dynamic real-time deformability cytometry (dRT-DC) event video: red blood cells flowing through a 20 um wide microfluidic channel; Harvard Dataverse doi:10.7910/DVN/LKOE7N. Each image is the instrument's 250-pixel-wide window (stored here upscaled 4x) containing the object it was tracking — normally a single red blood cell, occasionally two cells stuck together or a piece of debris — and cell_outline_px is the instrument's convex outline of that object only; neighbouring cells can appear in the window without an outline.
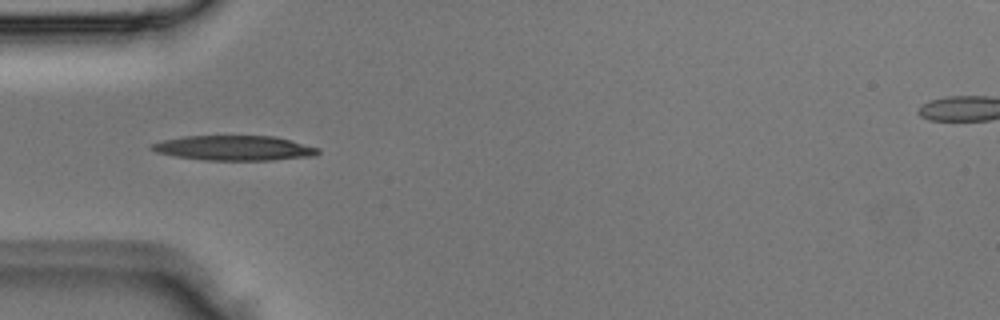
{"species": "Egyptian fruit bat (a non-hibernating species)", "species_latin": "Rousettus aegyptiacus", "temperature_condition": "room temperature", "stored_images_in_passage": 3, "camera_frame_rate_fps": 3000, "um_per_image_px": 0.085, "animal": {"sex": "male"}, "frame": {"image": 1, "passage_image": 2, "time_ms": 0.333, "image_size_px": [1000, 320], "cell_outline_px": [[320, 152], [316, 156], [272, 160], [204, 160], [176, 156], [156, 152], [148, 148], [152, 144], [164, 140], [184, 136], [276, 136], [320, 148]], "centroid_in_image_um": [19.95, 12.58], "position_along_channel_um": 65.1, "area_um2": 24.16}}
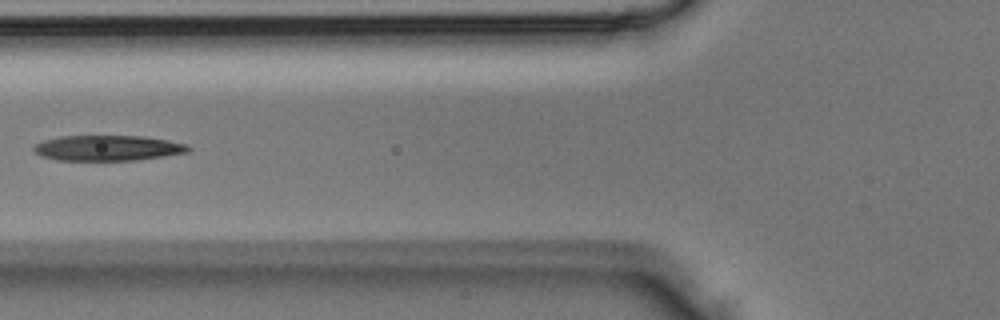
{"frame": {"image": 2, "passage_image": 3, "time_ms": 0.667, "image_size_px": [1000, 320], "cell_outline_px": [[192, 148], [188, 152], [132, 160], [56, 160], [40, 156], [32, 148], [36, 144], [44, 140], [60, 136], [140, 136], [168, 140], [188, 144]], "centroid_in_image_um": [9.14, 12.57], "position_along_channel_um": 116.7, "area_um2": 22.72}}